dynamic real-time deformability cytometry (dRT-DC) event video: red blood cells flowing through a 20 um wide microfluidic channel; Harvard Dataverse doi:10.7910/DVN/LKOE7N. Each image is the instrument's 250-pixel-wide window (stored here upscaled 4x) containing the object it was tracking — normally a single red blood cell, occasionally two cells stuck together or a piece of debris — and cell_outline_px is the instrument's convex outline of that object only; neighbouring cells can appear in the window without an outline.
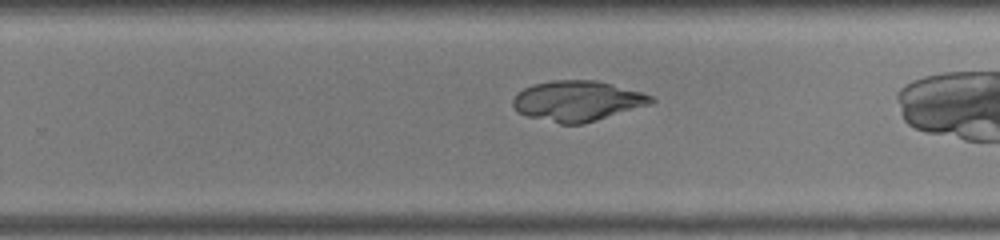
{"species": "common noctule bat (a hibernating species)", "species_latin": "Nyctalus noctula", "temperature_condition": "warm", "stored_images_in_passage": 25, "camera_frame_rate_fps": 3000, "um_per_image_px": 0.085, "animal": {"sex": "male", "body_mass_g": 19.0, "forearm_length_mm": 50.8}, "frame": {"image": 1, "passage_image": 18, "time_ms": 5.667, "image_size_px": [1000, 240], "cell_outline_px": [[656, 100], [652, 104], [584, 124], [560, 124], [528, 116], [520, 112], [512, 104], [512, 100], [524, 88], [532, 84], [552, 80], [596, 80], [644, 92], [652, 96]], "centroid_in_image_um": [49.13, 8.58], "position_along_channel_um": 280.7, "area_um2": 32.54}}